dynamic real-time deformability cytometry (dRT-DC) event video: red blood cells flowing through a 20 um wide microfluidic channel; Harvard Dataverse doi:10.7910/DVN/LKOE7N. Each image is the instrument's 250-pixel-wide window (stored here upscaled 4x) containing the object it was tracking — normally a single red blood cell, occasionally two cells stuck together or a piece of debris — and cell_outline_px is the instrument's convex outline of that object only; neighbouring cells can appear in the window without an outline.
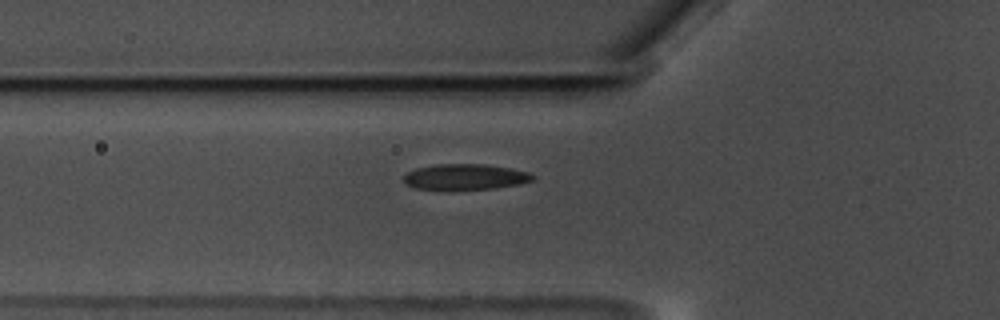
{"species": "common noctule bat (a hibernating species)", "species_latin": "Nyctalus noctula", "temperature_condition": "warm", "stored_images_in_passage": 36, "camera_frame_rate_fps": 3000, "um_per_image_px": 0.085, "animal": {"sex": "male", "body_mass_g": 17.5, "forearm_length_mm": 52.3}, "frame": {"image": 1, "passage_image": 2, "time_ms": 0.333, "image_size_px": [1000, 320], "cell_outline_px": [[536, 176], [532, 180], [520, 184], [496, 188], [452, 192], [448, 192], [416, 188], [408, 184], [404, 180], [404, 176], [408, 172], [416, 168], [436, 164], [484, 164], [512, 168], [528, 172]], "centroid_in_image_um": [39.54, 15.07], "position_along_channel_um": 86.3, "area_um2": 20.06}}
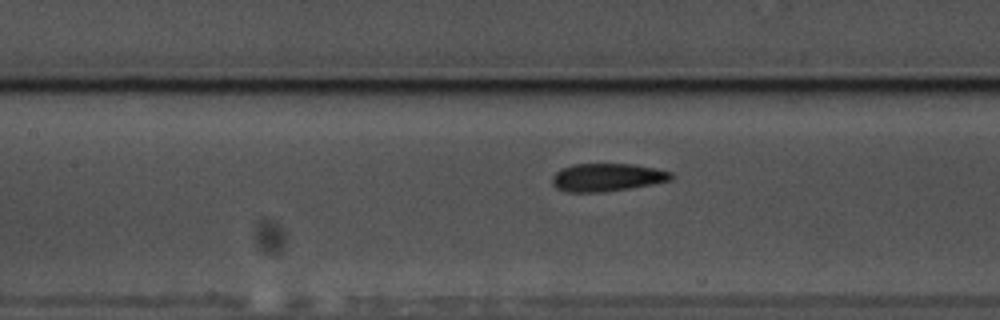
{"frame": {"image": 2, "passage_image": 8, "time_ms": 2.333, "image_size_px": [1000, 320], "cell_outline_px": [[672, 180], [652, 184], [628, 188], [600, 192], [564, 192], [556, 188], [552, 184], [552, 176], [560, 168], [572, 164], [632, 164], [656, 168], [672, 172]], "centroid_in_image_um": [51.56, 15.07], "position_along_channel_um": 155.8, "area_um2": 19.42}}
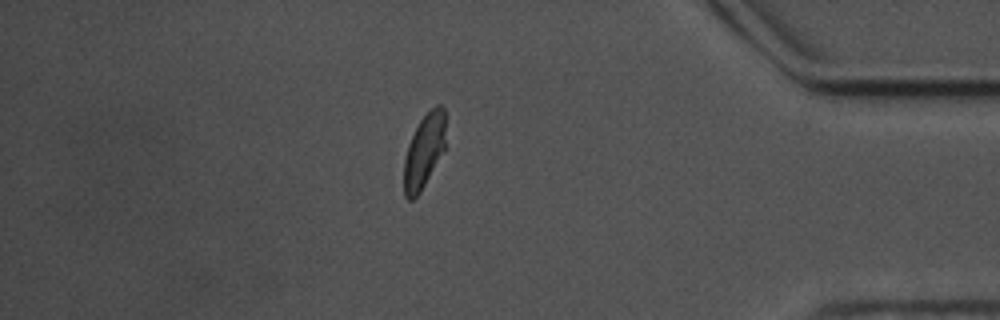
{"frame": {"image": 3, "passage_image": 32, "time_ms": 10.333, "image_size_px": [1000, 320], "cell_outline_px": [[444, 148], [420, 192], [412, 200], [408, 200], [404, 196], [404, 160], [408, 144], [420, 120], [436, 104], [440, 104], [444, 108]], "centroid_in_image_um": [36.02, 12.85], "position_along_channel_um": 399.2, "area_um2": 17.46}}